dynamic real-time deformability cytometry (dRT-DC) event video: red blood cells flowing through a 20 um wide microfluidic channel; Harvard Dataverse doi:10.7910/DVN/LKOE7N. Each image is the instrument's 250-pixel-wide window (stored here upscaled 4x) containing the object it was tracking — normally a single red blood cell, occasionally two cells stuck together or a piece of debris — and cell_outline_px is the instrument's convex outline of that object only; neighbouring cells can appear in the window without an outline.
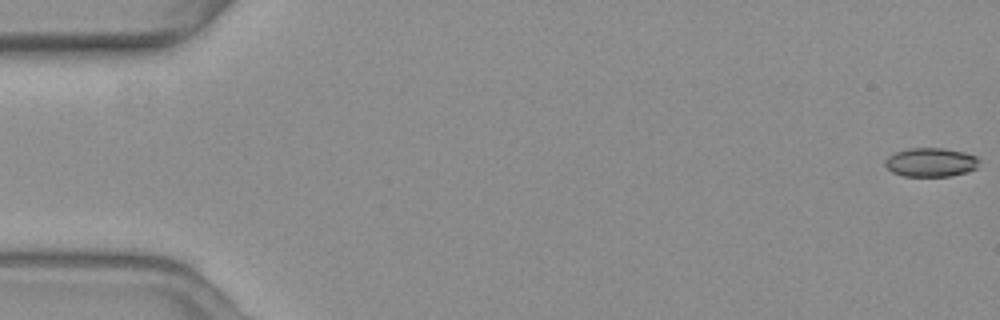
{"species": "common noctule bat (a hibernating species)", "species_latin": "Nyctalus noctula", "temperature_condition": "warm", "stored_images_in_passage": 57, "camera_frame_rate_fps": 3000, "um_per_image_px": 0.085, "animal": {"sex": "female", "body_mass_g": 19.3, "forearm_length_mm": 54.1}, "frame": {"image": 1, "passage_image": 1, "time_ms": 0.0, "image_size_px": [1000, 320], "cell_outline_px": [[980, 160], [976, 168], [968, 172], [948, 176], [904, 176], [892, 172], [884, 164], [884, 160], [888, 156], [896, 152], [908, 148], [944, 148], [964, 152], [976, 156]], "centroid_in_image_um": [79.12, 13.79], "position_along_channel_um": 5.9, "area_um2": 15.9}}
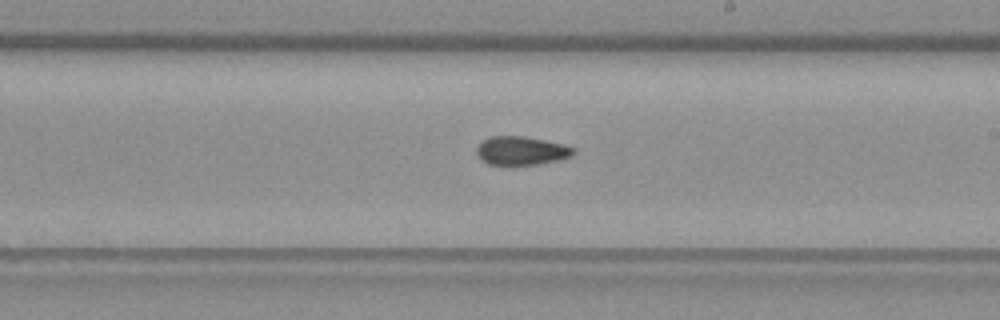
{"frame": {"image": 2, "passage_image": 33, "time_ms": 10.667, "image_size_px": [1000, 320], "cell_outline_px": [[576, 152], [572, 156], [540, 164], [512, 168], [488, 164], [480, 160], [476, 152], [476, 148], [480, 140], [492, 136], [524, 136], [564, 144], [576, 148]], "centroid_in_image_um": [44.27, 12.85], "position_along_channel_um": 244.7, "area_um2": 16.99}}
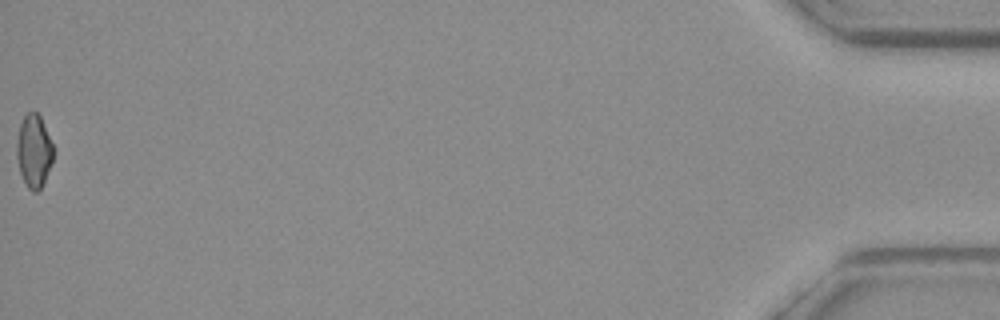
{"frame": {"image": 3, "passage_image": 57, "time_ms": 18.667, "image_size_px": [1000, 320], "cell_outline_px": [[56, 152], [44, 180], [40, 188], [36, 192], [32, 192], [28, 188], [20, 172], [16, 156], [16, 144], [20, 124], [24, 116], [28, 112], [36, 112], [40, 116], [56, 148]], "centroid_in_image_um": [2.9, 12.82], "position_along_channel_um": 432.3, "area_um2": 15.72}, "authors_computed_cell_mechanics": {"area_um2": 16.1262, "velocity_mm_per_s": 3.6957, "shape_relaxation_time_tau1_ms": null, "shape_relaxation_time_tau2_ms": 7.3352, "deformation_change_tau1": null, "deformation_change_tau2": 0.1504}}